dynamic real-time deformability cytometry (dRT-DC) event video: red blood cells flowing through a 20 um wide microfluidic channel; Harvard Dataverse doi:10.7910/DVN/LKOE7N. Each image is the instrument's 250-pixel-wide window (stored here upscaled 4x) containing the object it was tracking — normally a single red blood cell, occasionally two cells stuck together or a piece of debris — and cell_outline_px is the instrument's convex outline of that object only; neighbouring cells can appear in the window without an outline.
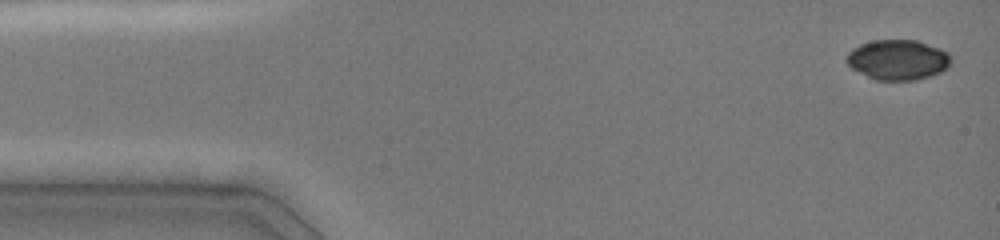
{"species": "common noctule bat (a hibernating species)", "species_latin": "Nyctalus noctula", "temperature_condition": "cold", "stored_images_in_passage": 13, "camera_frame_rate_fps": 3000, "um_per_image_px": 0.085, "animal": {"sex": "female", "body_mass_g": 19.0, "forearm_length_mm": 51.5}, "frame": {"image": 1, "passage_image": 1, "time_ms": 0.0, "image_size_px": [1000, 240], "cell_outline_px": [[952, 60], [948, 68], [940, 72], [916, 80], [876, 80], [852, 68], [848, 64], [848, 52], [852, 48], [860, 44], [872, 40], [916, 40], [940, 48], [948, 52], [952, 56]], "centroid_in_image_um": [76.36, 5.07], "position_along_channel_um": 8.6, "area_um2": 24.39}}
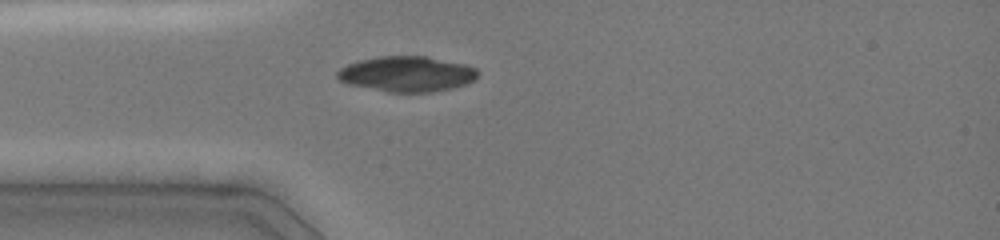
{"frame": {"image": 2, "passage_image": 7, "time_ms": 3.667, "image_size_px": [1000, 240], "cell_outline_px": [[480, 72], [476, 80], [452, 88], [432, 92], [388, 92], [348, 84], [340, 80], [336, 76], [336, 72], [340, 68], [348, 64], [360, 60], [376, 56], [424, 56], [464, 64], [476, 68]], "centroid_in_image_um": [34.59, 6.29], "position_along_channel_um": 50.4, "area_um2": 29.02}}